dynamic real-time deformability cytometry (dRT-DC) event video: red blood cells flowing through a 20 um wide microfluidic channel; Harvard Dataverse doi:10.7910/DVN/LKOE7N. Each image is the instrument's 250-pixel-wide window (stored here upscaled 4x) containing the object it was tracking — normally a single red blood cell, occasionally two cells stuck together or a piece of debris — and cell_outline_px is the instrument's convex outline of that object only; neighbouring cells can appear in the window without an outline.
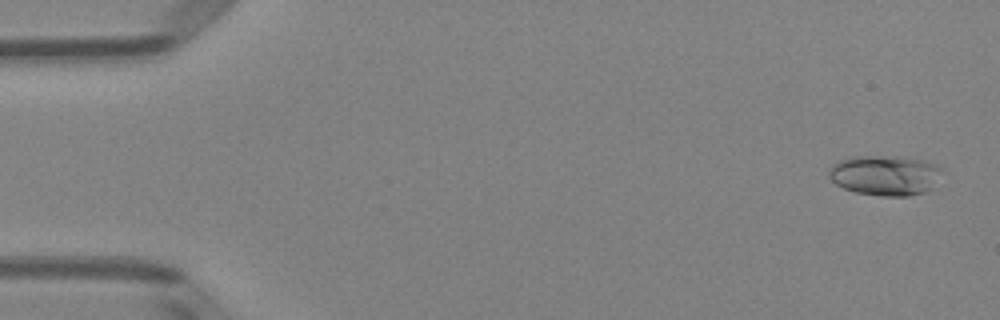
{"species": "Egyptian fruit bat (a non-hibernating species)", "species_latin": "Rousettus aegyptiacus", "temperature_condition": "room temperature", "stored_images_in_passage": 51, "camera_frame_rate_fps": 3000, "um_per_image_px": 0.085, "animal": {"sex": "female"}, "frame": {"image": 1, "passage_image": 2, "time_ms": 0.333, "image_size_px": [1000, 320], "cell_outline_px": [[940, 168], [932, 188], [924, 192], [908, 196], [880, 196], [856, 192], [844, 188], [836, 184], [828, 176], [828, 172], [832, 164], [840, 160], [852, 156], [900, 156], [920, 160], [936, 164]], "centroid_in_image_um": [75.17, 14.89], "position_along_channel_um": 9.8, "area_um2": 26.24}}
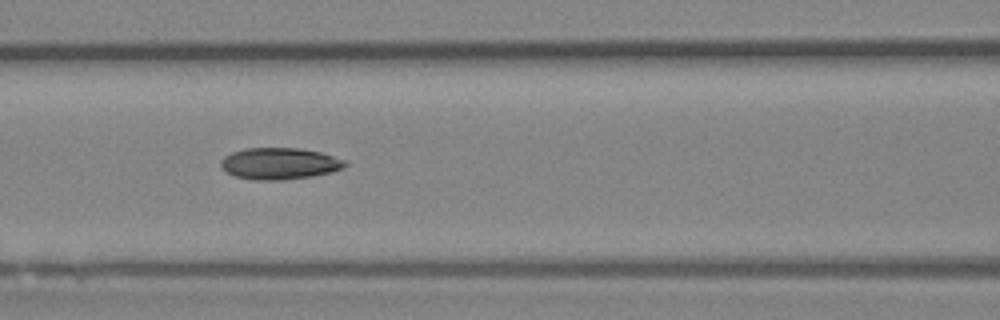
{"frame": {"image": 2, "passage_image": 22, "time_ms": 7.0, "image_size_px": [1000, 320], "cell_outline_px": [[348, 164], [344, 168], [332, 172], [312, 176], [280, 180], [252, 180], [236, 176], [228, 172], [220, 164], [220, 160], [224, 156], [232, 152], [244, 148], [300, 148], [320, 152], [348, 160]], "centroid_in_image_um": [23.8, 13.89], "position_along_channel_um": 142.8, "area_um2": 23.0}}
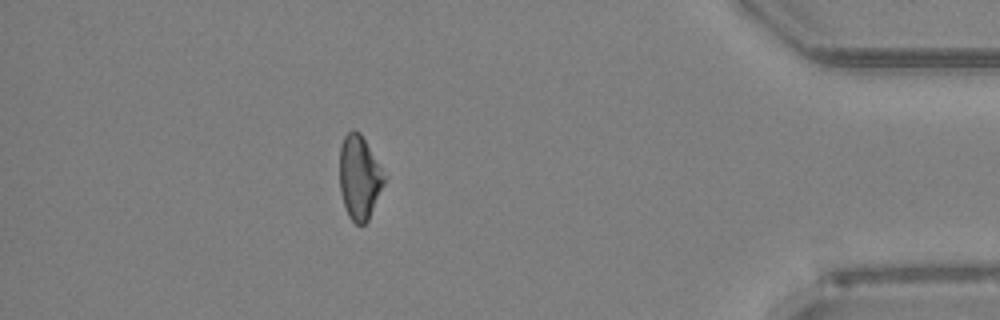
{"frame": {"image": 3, "passage_image": 45, "time_ms": 14.667, "image_size_px": [1000, 320], "cell_outline_px": [[388, 176], [368, 220], [364, 224], [356, 224], [348, 216], [340, 192], [340, 148], [344, 136], [352, 128], [360, 132]], "centroid_in_image_um": [30.57, 15.05], "position_along_channel_um": 404.6, "area_um2": 22.08}, "authors_computed_cell_mechanics": {"area_um2": 22.542, "velocity_mm_per_s": 4.0079, "shape_relaxation_time_tau1_ms": 4.5747, "shape_relaxation_time_tau2_ms": 4.3721, "deformation_change_tau1": 0.1277, "deformation_change_tau2": 0.1215}}